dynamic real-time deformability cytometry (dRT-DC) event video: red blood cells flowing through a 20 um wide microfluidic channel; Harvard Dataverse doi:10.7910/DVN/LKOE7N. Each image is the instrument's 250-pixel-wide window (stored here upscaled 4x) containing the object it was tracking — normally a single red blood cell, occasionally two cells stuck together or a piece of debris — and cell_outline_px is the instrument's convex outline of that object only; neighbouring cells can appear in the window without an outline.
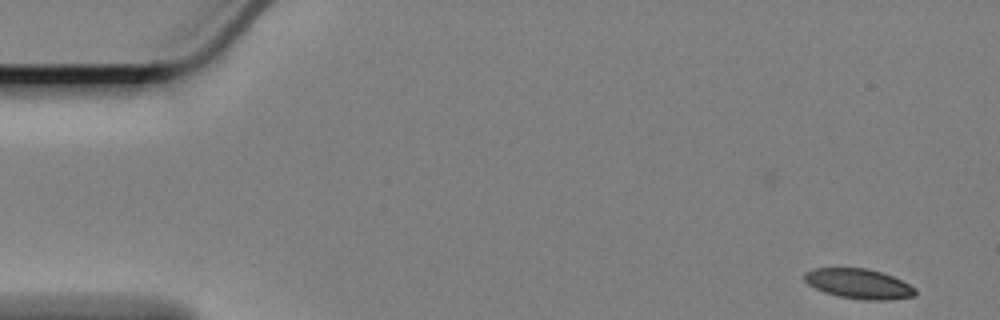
{"species": "Egyptian fruit bat (a non-hibernating species)", "species_latin": "Rousettus aegyptiacus", "temperature_condition": "cold", "stored_images_in_passage": 14, "camera_frame_rate_fps": 3000, "um_per_image_px": 0.085, "animal": {"sex": "female"}, "frame": {"image": 1, "passage_image": 1, "time_ms": 0.0, "image_size_px": [1000, 320], "cell_outline_px": [[916, 296], [888, 300], [864, 300], [836, 296], [824, 292], [808, 284], [804, 280], [804, 272], [812, 268], [868, 268], [892, 276], [916, 288]], "centroid_in_image_um": [72.98, 24.12], "position_along_channel_um": 12.0, "area_um2": 19.42}}
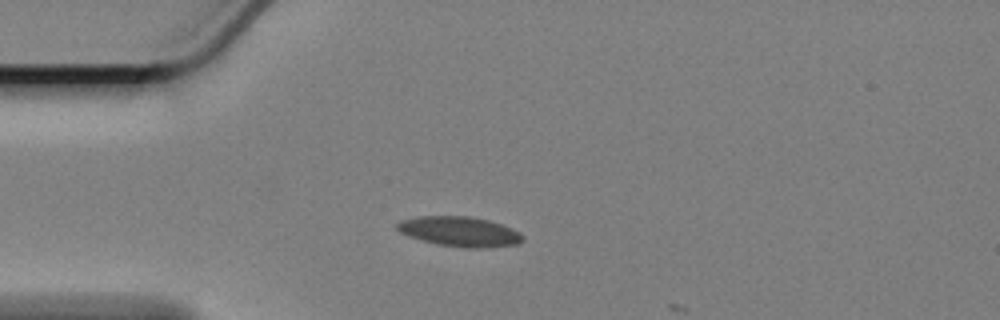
{"frame": {"image": 2, "passage_image": 13, "time_ms": 4.0, "image_size_px": [1000, 320], "cell_outline_px": [[524, 240], [516, 244], [484, 248], [464, 248], [436, 244], [420, 240], [408, 236], [400, 232], [396, 228], [396, 224], [400, 220], [420, 216], [468, 216], [488, 220], [512, 228], [520, 232], [524, 236]], "centroid_in_image_um": [39.06, 19.69], "position_along_channel_um": 45.9, "area_um2": 22.02}}